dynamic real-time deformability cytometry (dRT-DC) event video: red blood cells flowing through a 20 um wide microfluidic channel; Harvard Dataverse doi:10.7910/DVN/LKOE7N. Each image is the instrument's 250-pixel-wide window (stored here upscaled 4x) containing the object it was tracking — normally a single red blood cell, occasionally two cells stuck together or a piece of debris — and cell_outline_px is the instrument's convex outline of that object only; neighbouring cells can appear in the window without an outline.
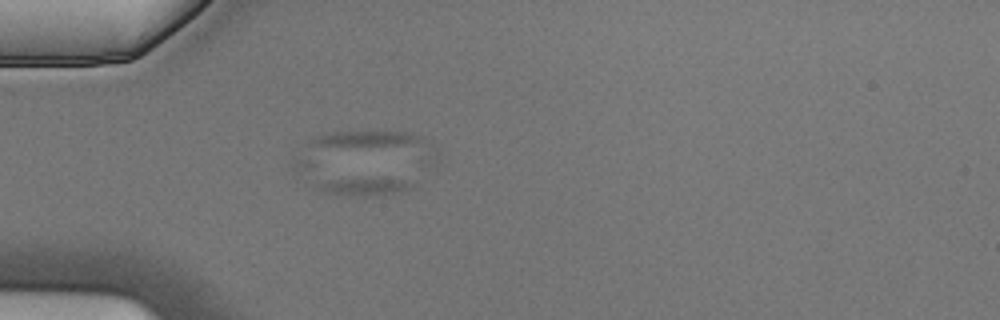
{"species": "Egyptian fruit bat (a non-hibernating species)", "species_latin": "Rousettus aegyptiacus", "temperature_condition": "cold", "stored_images_in_passage": 5, "segment_of_instrument_passage": [2, 2], "camera_frame_rate_fps": 3000, "um_per_image_px": 0.085, "animal": {"sex": "male"}, "frame": {"image": 1, "passage_image": 5, "time_ms": 1.333, "image_size_px": [1000, 320], "cell_outline_px": [[416, 184], [408, 192], [384, 196], [356, 196], [320, 192], [304, 180], [296, 172], [292, 164], [292, 160], [304, 156]], "centroid_in_image_um": [29.49, 15.25], "position_along_channel_um": 55.5, "area_um2": 19.88}}